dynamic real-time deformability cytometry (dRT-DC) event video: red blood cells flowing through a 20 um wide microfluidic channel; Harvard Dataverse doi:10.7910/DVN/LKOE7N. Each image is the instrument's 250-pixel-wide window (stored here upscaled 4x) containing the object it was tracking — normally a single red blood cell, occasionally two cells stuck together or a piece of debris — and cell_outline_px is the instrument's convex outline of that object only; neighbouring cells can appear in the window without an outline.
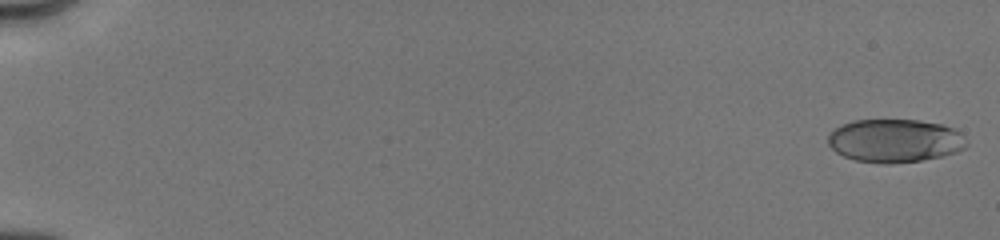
{"species": "human", "species_latin": "Homo sapiens", "temperature_condition": "cold", "stored_images_in_passage": 29, "camera_frame_rate_fps": 3000, "um_per_image_px": 0.085, "donor": {"sex": "male"}, "frame": {"image": 1, "passage_image": 1, "time_ms": 0.0, "image_size_px": [1000, 240], "cell_outline_px": [[968, 144], [964, 148], [956, 152], [940, 156], [920, 160], [892, 164], [880, 164], [856, 160], [844, 156], [836, 152], [828, 144], [828, 136], [840, 124], [852, 120], [920, 120], [940, 124], [956, 128], [968, 140]], "centroid_in_image_um": [76.08, 11.95], "position_along_channel_um": 8.9, "area_um2": 35.14}}
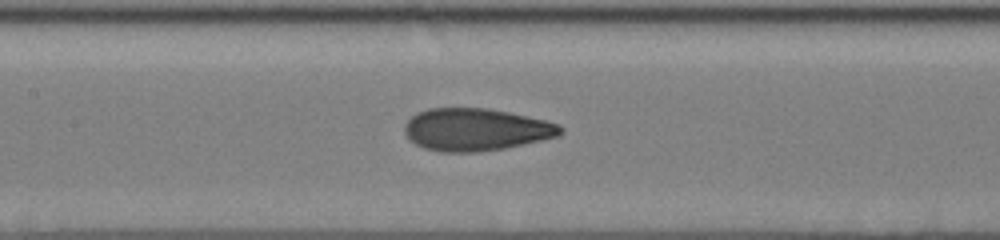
{"frame": {"image": 2, "passage_image": 26, "time_ms": 8.667, "image_size_px": [1000, 240], "cell_outline_px": [[564, 132], [556, 136], [540, 140], [504, 148], [476, 152], [440, 152], [424, 148], [416, 144], [404, 132], [404, 124], [416, 112], [428, 108], [488, 108], [508, 112], [544, 120], [560, 124], [564, 128]], "centroid_in_image_um": [40.43, 11.0], "position_along_channel_um": 167.0, "area_um2": 38.38}}
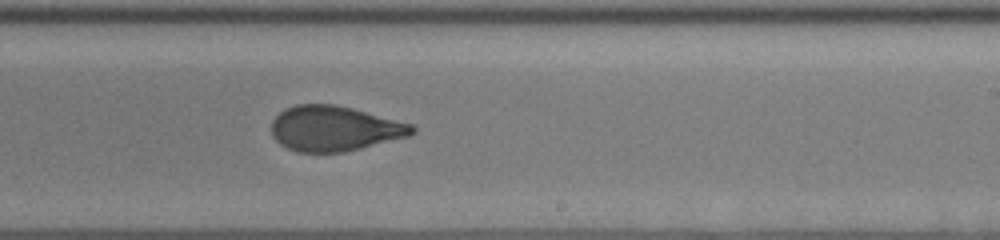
{"frame": {"image": 3, "passage_image": 29, "time_ms": 11.0, "image_size_px": [1000, 240], "cell_outline_px": [[416, 132], [408, 136], [344, 152], [296, 152], [280, 144], [272, 136], [272, 120], [284, 108], [296, 104], [336, 104], [352, 108], [412, 124], [416, 128]], "centroid_in_image_um": [28.4, 10.92], "position_along_channel_um": 260.6, "area_um2": 36.93}}